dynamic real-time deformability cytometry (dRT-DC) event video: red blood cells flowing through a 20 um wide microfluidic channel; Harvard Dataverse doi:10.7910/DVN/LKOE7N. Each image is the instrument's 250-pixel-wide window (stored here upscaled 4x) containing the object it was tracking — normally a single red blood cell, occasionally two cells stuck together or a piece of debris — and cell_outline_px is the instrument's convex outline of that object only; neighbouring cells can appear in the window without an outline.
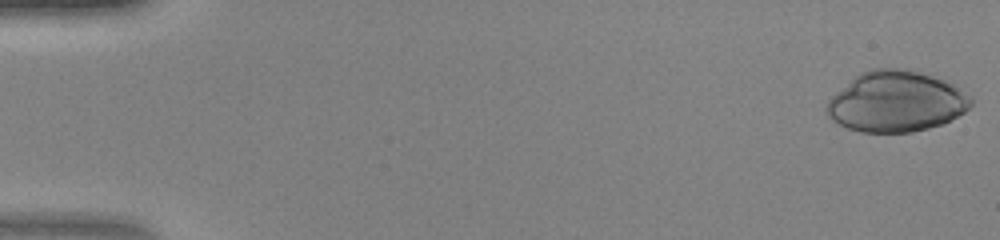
{"species": "human", "species_latin": "Homo sapiens", "temperature_condition": "warm", "stored_images_in_passage": 46, "camera_frame_rate_fps": 3000, "um_per_image_px": 0.085, "donor": {"sex": "female"}, "frame": {"image": 1, "passage_image": 1, "time_ms": 0.0, "image_size_px": [1000, 240], "cell_outline_px": [[972, 104], [964, 112], [944, 124], [912, 132], [860, 132], [848, 128], [832, 120], [828, 116], [824, 108], [828, 100], [836, 92], [860, 72], [872, 68], [912, 68], [944, 80], [952, 84], [972, 96]], "centroid_in_image_um": [76.17, 8.62], "position_along_channel_um": 8.8, "area_um2": 51.38}}
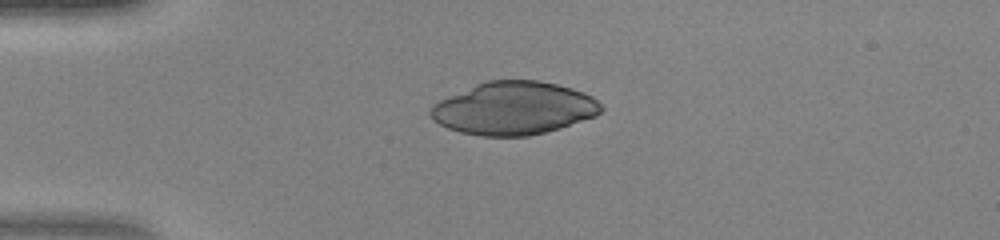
{"frame": {"image": 2, "passage_image": 12, "time_ms": 3.667, "image_size_px": [1000, 240], "cell_outline_px": [[604, 108], [596, 116], [560, 128], [528, 136], [480, 136], [460, 132], [448, 128], [432, 120], [428, 116], [428, 112], [432, 104], [440, 100], [484, 80], [540, 80], [572, 88], [584, 92], [592, 96]], "centroid_in_image_um": [43.65, 9.2], "position_along_channel_um": 41.3, "area_um2": 52.77}}